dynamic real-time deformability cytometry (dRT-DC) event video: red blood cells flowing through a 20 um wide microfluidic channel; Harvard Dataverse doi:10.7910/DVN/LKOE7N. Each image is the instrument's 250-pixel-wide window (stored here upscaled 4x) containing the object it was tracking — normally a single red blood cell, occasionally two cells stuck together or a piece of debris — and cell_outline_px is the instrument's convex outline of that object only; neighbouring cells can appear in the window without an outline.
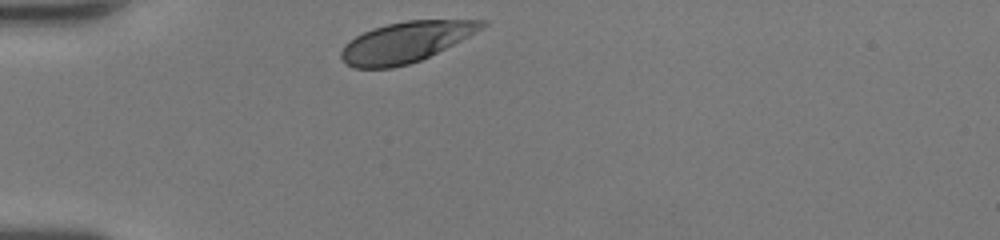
{"species": "human", "species_latin": "Homo sapiens", "temperature_condition": "room temperature", "stored_images_in_passage": 27, "camera_frame_rate_fps": 3000, "um_per_image_px": 0.085, "donor": {"sex": "female"}, "frame": {"image": 1, "passage_image": 1, "time_ms": 0.0, "image_size_px": [1000, 240], "cell_outline_px": [[488, 24], [468, 36], [420, 60], [408, 64], [392, 68], [352, 68], [340, 56], [340, 52], [344, 44], [348, 40], [372, 28], [388, 24], [408, 20], [488, 20]], "centroid_in_image_um": [34.44, 3.57], "position_along_channel_um": 50.6, "area_um2": 32.77}}
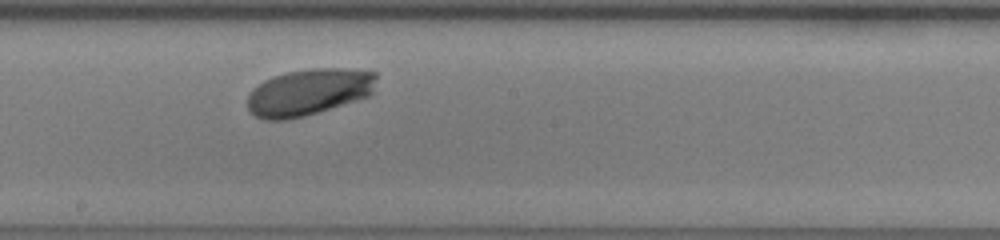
{"frame": {"image": 2, "passage_image": 15, "time_ms": 4.667, "image_size_px": [1000, 240], "cell_outline_px": [[376, 76], [372, 92], [368, 96], [356, 100], [304, 116], [284, 120], [264, 120], [256, 116], [248, 108], [248, 96], [252, 88], [264, 80], [272, 76], [288, 72], [312, 68], [344, 68], [376, 72]], "centroid_in_image_um": [26.22, 7.82], "position_along_channel_um": 222.0, "area_um2": 34.85}}
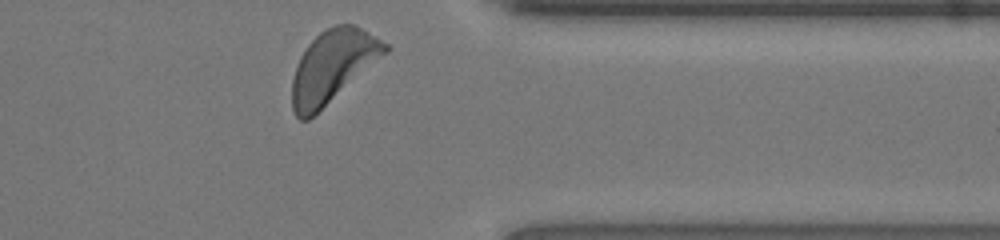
{"frame": {"image": 3, "passage_image": 27, "time_ms": 8.667, "image_size_px": [1000, 240], "cell_outline_px": [[392, 48], [388, 52], [308, 120], [300, 120], [296, 116], [292, 108], [292, 80], [300, 56], [308, 44], [320, 32], [336, 24], [352, 24], [368, 32], [388, 44]], "centroid_in_image_um": [28.27, 5.63], "position_along_channel_um": 383.1, "area_um2": 38.55}, "authors_computed_cell_mechanics": {"area_um2": 35.6048, "velocity_mm_per_s": 4.1713, "shape_relaxation_time_tau1_ms": 1.6363, "shape_relaxation_time_tau2_ms": null, "deformation_change_tau1": 0.125, "deformation_change_tau2": null}}